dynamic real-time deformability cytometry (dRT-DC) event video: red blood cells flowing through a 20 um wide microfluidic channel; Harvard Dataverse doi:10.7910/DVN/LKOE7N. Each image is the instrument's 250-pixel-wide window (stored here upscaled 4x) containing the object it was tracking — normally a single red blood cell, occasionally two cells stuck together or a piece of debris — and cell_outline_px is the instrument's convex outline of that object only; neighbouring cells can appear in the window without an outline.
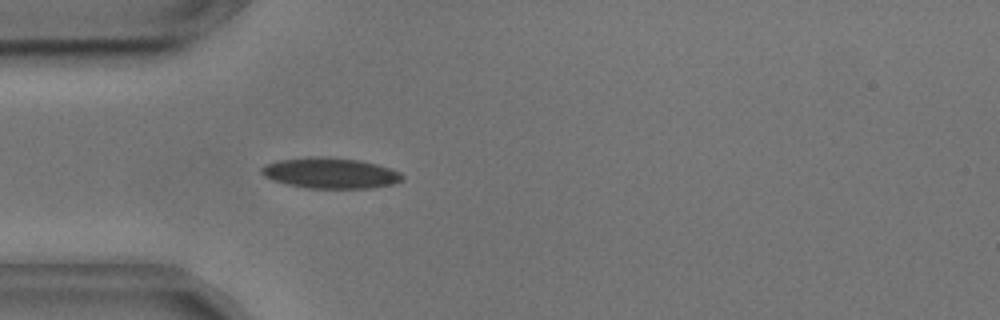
{"species": "common noctule bat (a hibernating species)", "species_latin": "Nyctalus noctula", "temperature_condition": "cold", "stored_images_in_passage": 47, "camera_frame_rate_fps": 3000, "um_per_image_px": 0.085, "animal": {"sex": "male", "body_mass_g": 17.9, "forearm_length_mm": 54.2}, "frame": {"image": 1, "passage_image": 14, "time_ms": 4.333, "image_size_px": [1000, 320], "cell_outline_px": [[404, 176], [400, 180], [392, 184], [372, 188], [308, 188], [284, 184], [272, 180], [264, 176], [260, 172], [260, 168], [264, 164], [276, 160], [308, 156], [324, 156], [360, 160], [392, 168], [400, 172]], "centroid_in_image_um": [28.02, 14.7], "position_along_channel_um": 57.0, "area_um2": 25.55}}
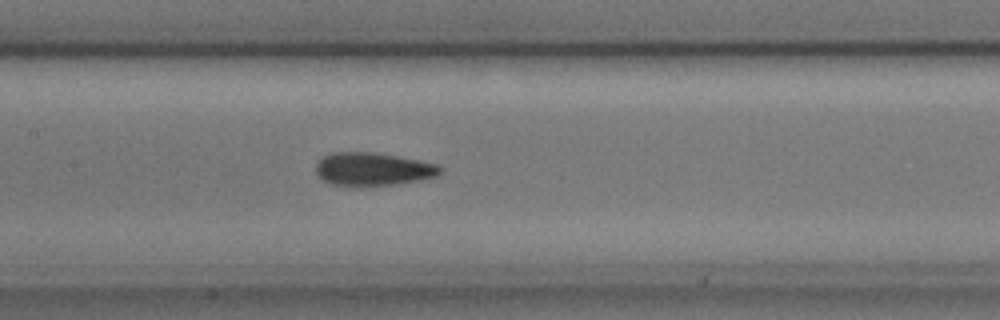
{"frame": {"image": 2, "passage_image": 24, "time_ms": 7.667, "image_size_px": [1000, 320], "cell_outline_px": [[444, 172], [436, 176], [420, 180], [396, 184], [364, 188], [344, 188], [332, 184], [316, 176], [316, 164], [324, 156], [332, 152], [372, 152], [396, 156], [436, 164], [444, 168]], "centroid_in_image_um": [31.66, 14.42], "position_along_channel_um": 175.7, "area_um2": 24.68}}
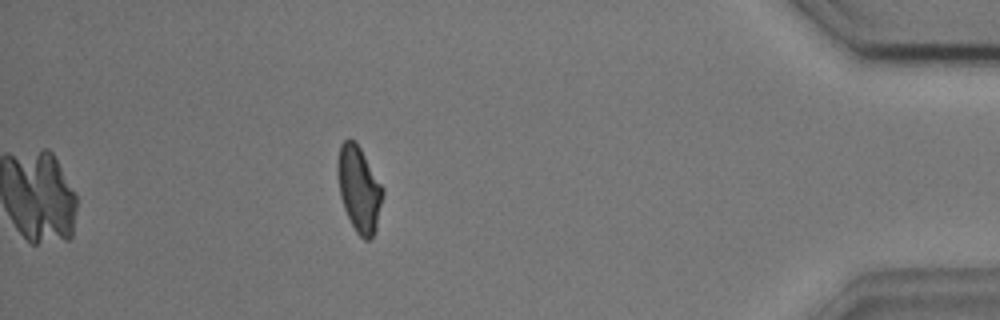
{"frame": {"image": 3, "passage_image": 47, "time_ms": 15.333, "image_size_px": [1000, 320], "cell_outline_px": [[384, 192], [376, 228], [372, 236], [368, 240], [364, 240], [356, 232], [344, 208], [340, 196], [336, 172], [336, 164], [340, 144], [348, 136], [356, 140], [384, 188]], "centroid_in_image_um": [30.5, 15.99], "position_along_channel_um": 404.7, "area_um2": 22.83}, "authors_computed_cell_mechanics": {"area_um2": 23.9292, "velocity_mm_per_s": 3.6361, "shape_relaxation_time_tau1_ms": 6.4756, "shape_relaxation_time_tau2_ms": 1.9785, "deformation_change_tau1": 0.1291, "deformation_change_tau2": 0.0793}}